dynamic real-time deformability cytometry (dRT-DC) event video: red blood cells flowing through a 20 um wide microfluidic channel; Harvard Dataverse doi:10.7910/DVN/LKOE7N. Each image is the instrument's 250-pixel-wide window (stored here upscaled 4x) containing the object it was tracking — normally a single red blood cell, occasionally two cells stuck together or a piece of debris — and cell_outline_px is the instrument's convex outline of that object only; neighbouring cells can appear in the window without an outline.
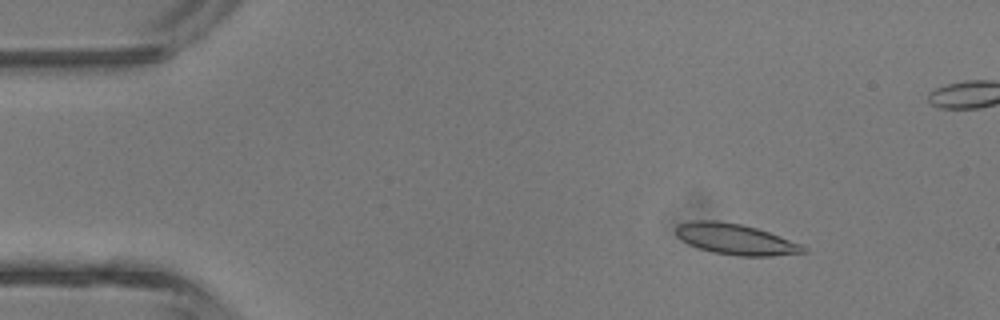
{"species": "common noctule bat (a hibernating species)", "species_latin": "Nyctalus noctula", "temperature_condition": "room temperature", "stored_images_in_passage": 45, "camera_frame_rate_fps": 3000, "um_per_image_px": 0.085, "animal": {"sex": "male", "body_mass_g": 13.3}, "frame": {"image": 1, "passage_image": 6, "time_ms": 1.667, "image_size_px": [1000, 320], "cell_outline_px": [[808, 252], [768, 256], [740, 256], [712, 252], [688, 244], [680, 240], [676, 236], [676, 228], [680, 224], [692, 220], [716, 220], [740, 224], [756, 228], [804, 244], [808, 248]], "centroid_in_image_um": [62.54, 20.33], "position_along_channel_um": 22.5, "area_um2": 22.95}}
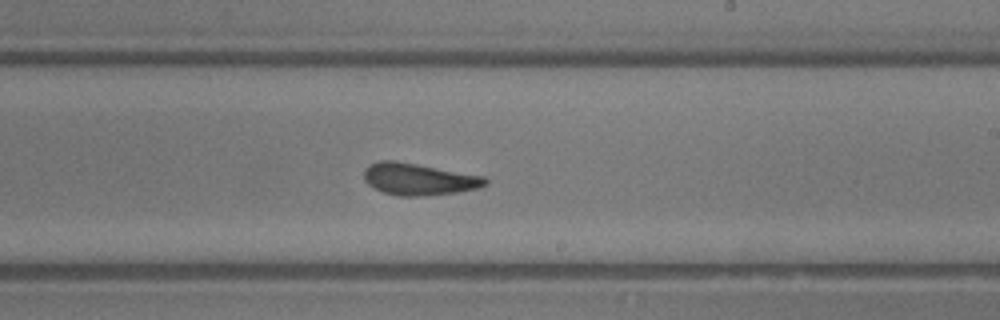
{"frame": {"image": 2, "passage_image": 26, "time_ms": 8.333, "image_size_px": [1000, 320], "cell_outline_px": [[488, 184], [480, 188], [456, 192], [424, 196], [396, 196], [384, 192], [368, 184], [364, 180], [364, 168], [368, 164], [380, 160], [392, 160], [416, 164], [484, 176], [488, 180]], "centroid_in_image_um": [35.58, 15.23], "position_along_channel_um": 253.4, "area_um2": 22.54}}
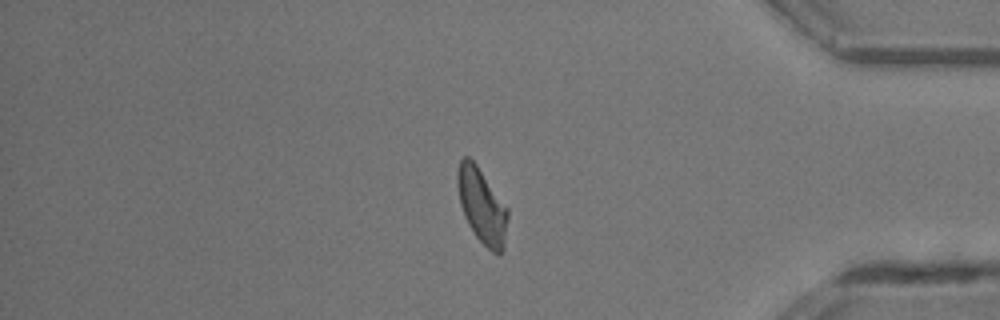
{"frame": {"image": 3, "passage_image": 37, "time_ms": 12.0, "image_size_px": [1000, 320], "cell_outline_px": [[508, 216], [504, 248], [500, 256], [492, 252], [476, 236], [468, 224], [464, 216], [460, 204], [456, 184], [456, 172], [460, 160], [464, 156], [468, 156], [476, 164], [508, 208]], "centroid_in_image_um": [40.95, 17.5], "position_along_channel_um": 394.3, "area_um2": 22.08}, "authors_computed_cell_mechanics": {"area_um2": 21.9062, "velocity_mm_per_s": 4.6597, "shape_relaxation_time_tau1_ms": null, "shape_relaxation_time_tau2_ms": 1.7035, "deformation_change_tau1": null, "deformation_change_tau2": 0.0887}}